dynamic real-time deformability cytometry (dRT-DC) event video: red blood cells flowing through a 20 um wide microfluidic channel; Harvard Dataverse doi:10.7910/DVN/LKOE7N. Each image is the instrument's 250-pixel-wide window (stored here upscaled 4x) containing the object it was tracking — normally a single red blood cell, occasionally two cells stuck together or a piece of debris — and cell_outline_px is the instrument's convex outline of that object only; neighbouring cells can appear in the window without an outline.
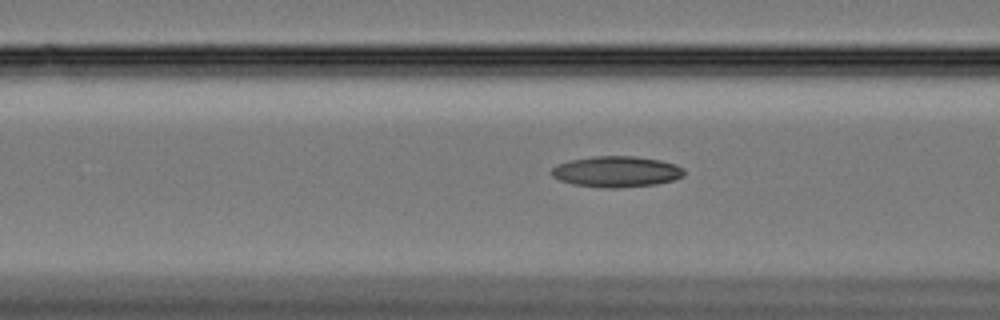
{"species": "Egyptian fruit bat (a non-hibernating species)", "species_latin": "Rousettus aegyptiacus", "temperature_condition": "cold", "stored_images_in_passage": 57, "camera_frame_rate_fps": 3000, "um_per_image_px": 0.085, "animal": {"sex": "female"}, "frame": {"image": 1, "passage_image": 24, "time_ms": 7.667, "image_size_px": [1000, 320], "cell_outline_px": [[684, 176], [672, 180], [656, 184], [616, 188], [604, 188], [572, 184], [560, 180], [552, 176], [552, 168], [556, 164], [568, 160], [592, 156], [636, 156], [660, 160], [676, 164], [684, 168]], "centroid_in_image_um": [52.39, 14.58], "position_along_channel_um": 114.2, "area_um2": 24.04}}
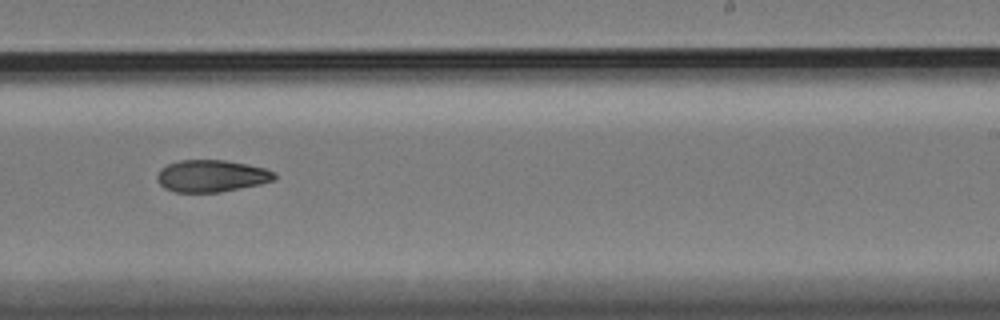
{"frame": {"image": 2, "passage_image": 38, "time_ms": 12.333, "image_size_px": [1000, 320], "cell_outline_px": [[276, 176], [272, 180], [260, 184], [220, 192], [176, 192], [164, 188], [156, 180], [156, 176], [160, 168], [168, 164], [180, 160], [224, 160], [248, 164], [264, 168], [276, 172]], "centroid_in_image_um": [17.95, 14.95], "position_along_channel_um": 271.1, "area_um2": 21.91}}
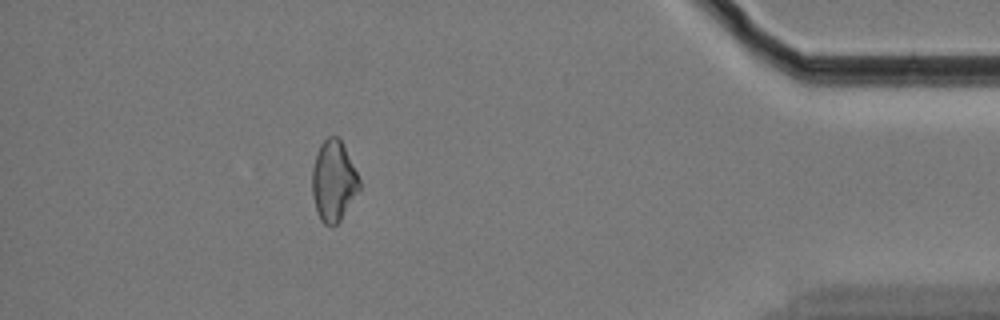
{"frame": {"image": 3, "passage_image": 54, "time_ms": 17.667, "image_size_px": [1000, 320], "cell_outline_px": [[360, 188], [340, 220], [332, 228], [324, 224], [320, 220], [312, 196], [312, 168], [320, 144], [328, 136], [336, 136], [340, 140], [360, 180]], "centroid_in_image_um": [28.33, 15.42], "position_along_channel_um": 406.9, "area_um2": 21.85}}